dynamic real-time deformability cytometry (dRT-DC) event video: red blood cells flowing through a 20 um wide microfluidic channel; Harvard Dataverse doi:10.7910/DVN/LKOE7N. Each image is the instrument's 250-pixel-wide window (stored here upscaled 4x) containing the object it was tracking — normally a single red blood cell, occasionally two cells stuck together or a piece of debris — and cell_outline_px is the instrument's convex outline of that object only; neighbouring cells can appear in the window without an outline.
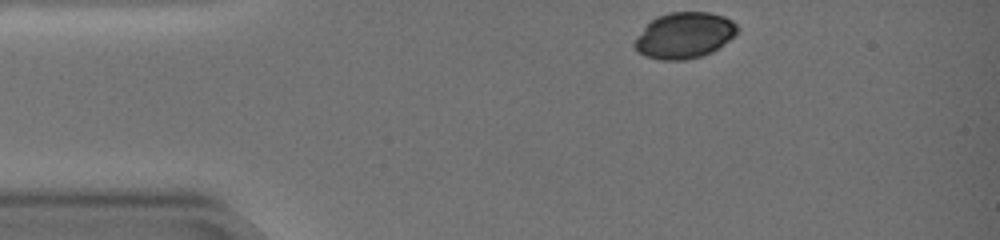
{"species": "common noctule bat (a hibernating species)", "species_latin": "Nyctalus noctula", "temperature_condition": "warm", "stored_images_in_passage": 43, "camera_frame_rate_fps": 3000, "um_per_image_px": 0.085, "animal": {"sex": "female", "body_mass_g": 19.0, "forearm_length_mm": 51.5}, "frame": {"image": 1, "passage_image": 1, "time_ms": 0.0, "image_size_px": [1000, 240], "cell_outline_px": [[736, 32], [728, 40], [712, 52], [688, 60], [660, 60], [644, 56], [632, 44], [644, 28], [656, 16], [668, 12], [708, 12], [724, 16], [732, 20], [736, 24]], "centroid_in_image_um": [58.15, 3.01], "position_along_channel_um": 26.9, "area_um2": 27.28}}
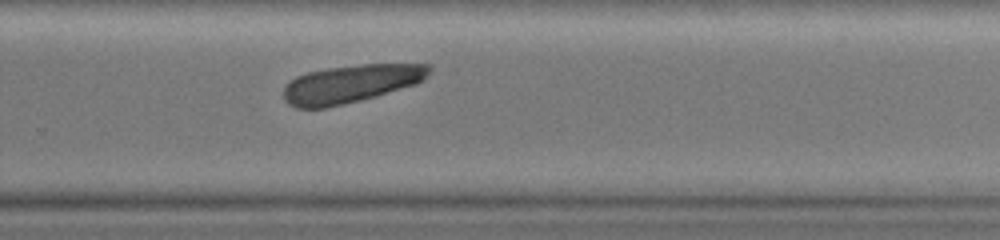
{"frame": {"image": 2, "passage_image": 31, "time_ms": 10.0, "image_size_px": [1000, 240], "cell_outline_px": [[432, 68], [424, 80], [416, 84], [376, 96], [344, 104], [324, 108], [296, 108], [288, 104], [284, 100], [284, 88], [296, 76], [308, 72], [328, 68], [364, 64], [432, 64]], "centroid_in_image_um": [29.84, 7.12], "position_along_channel_um": 300.0, "area_um2": 32.14}}
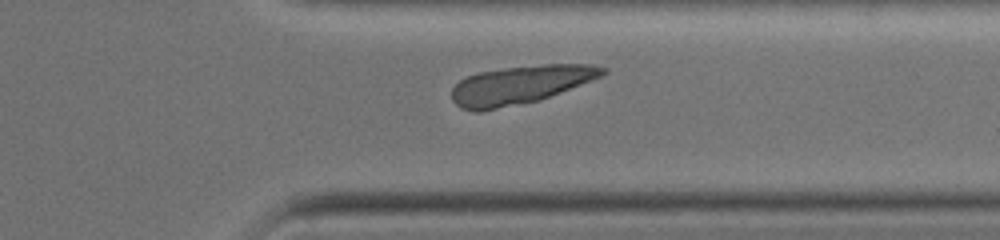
{"frame": {"image": 3, "passage_image": 37, "time_ms": 12.0, "image_size_px": [1000, 240], "cell_outline_px": [[608, 72], [604, 76], [540, 100], [480, 112], [472, 112], [460, 108], [452, 100], [452, 88], [460, 80], [468, 76], [480, 72], [504, 68], [544, 64], [588, 64], [608, 68]], "centroid_in_image_um": [44.25, 7.22], "position_along_channel_um": 367.2, "area_um2": 33.93}}